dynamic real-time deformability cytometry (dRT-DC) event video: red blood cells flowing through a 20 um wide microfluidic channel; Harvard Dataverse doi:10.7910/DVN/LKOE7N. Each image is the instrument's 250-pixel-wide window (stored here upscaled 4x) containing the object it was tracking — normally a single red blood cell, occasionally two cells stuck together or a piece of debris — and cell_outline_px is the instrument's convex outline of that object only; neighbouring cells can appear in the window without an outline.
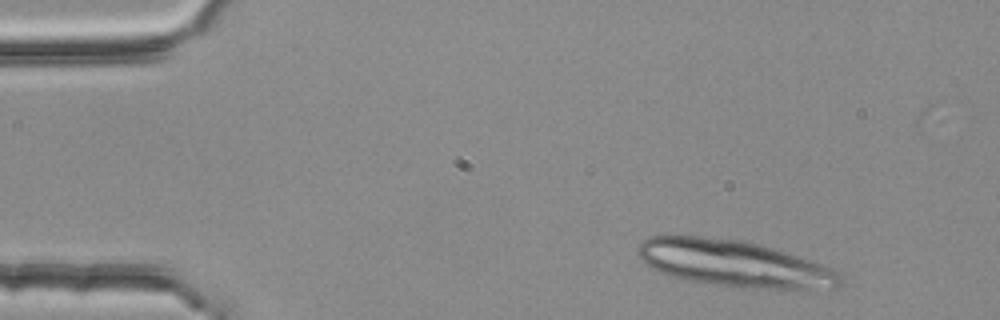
{"species": "common noctule bat (a hibernating species)", "species_latin": "Nyctalus noctula", "temperature_condition": "room temperature", "stored_images_in_passage": 5, "camera_frame_rate_fps": 3000, "um_per_image_px": 0.085, "animal": {"sex": "female", "body_mass_g": 25.1}, "frame": {"image": 1, "passage_image": 5, "time_ms": 1.333, "image_size_px": [1000, 320], "cell_outline_px": [[844, 284], [836, 288], [732, 288], [688, 280], [672, 276], [660, 272], [644, 264], [640, 260], [636, 252], [636, 248], [648, 236], [700, 236], [744, 240], [760, 244], [812, 260], [836, 268], [840, 272]], "centroid_in_image_um": [62.42, 22.4], "position_along_channel_um": 22.6, "area_um2": 55.49}}